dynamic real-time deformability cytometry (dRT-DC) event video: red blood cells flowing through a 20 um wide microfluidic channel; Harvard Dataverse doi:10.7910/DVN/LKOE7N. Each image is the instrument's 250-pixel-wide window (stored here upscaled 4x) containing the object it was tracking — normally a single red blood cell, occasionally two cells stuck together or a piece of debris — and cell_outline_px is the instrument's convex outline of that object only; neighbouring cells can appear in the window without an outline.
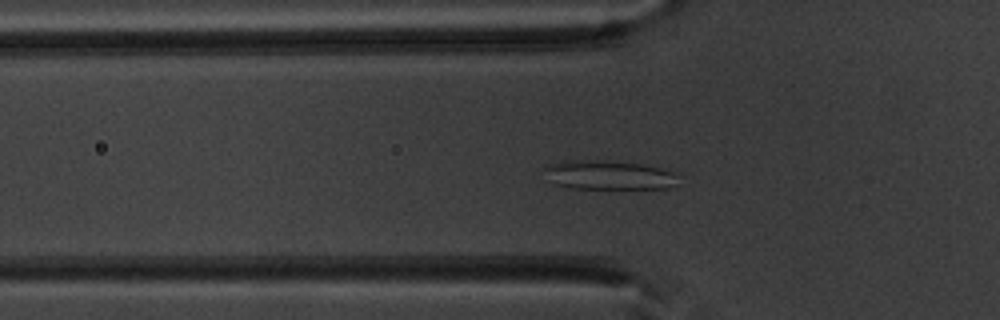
{"species": "common noctule bat (a hibernating species)", "species_latin": "Nyctalus noctula", "temperature_condition": "warm", "stored_images_in_passage": 33, "camera_frame_rate_fps": 3000, "um_per_image_px": 0.085, "animal": {"sex": "male", "body_mass_g": 20.1, "forearm_length_mm": 53.5}, "frame": {"image": 1, "passage_image": 6, "time_ms": 1.667, "image_size_px": [1000, 320], "cell_outline_px": [[680, 176], [676, 184], [668, 188], [572, 188], [552, 184], [548, 180], [544, 168], [548, 164], [564, 160], [604, 160], [640, 164], [660, 168], [672, 172]], "centroid_in_image_um": [51.7, 14.87], "position_along_channel_um": 74.1, "area_um2": 22.83}}
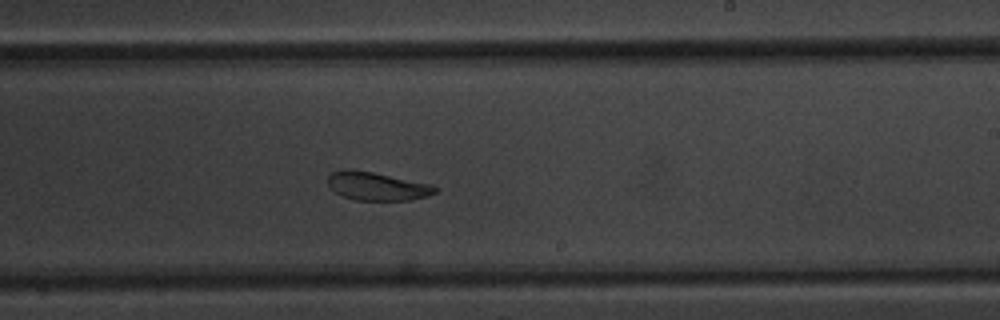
{"frame": {"image": 2, "passage_image": 20, "time_ms": 6.333, "image_size_px": [1000, 320], "cell_outline_px": [[436, 192], [428, 196], [412, 200], [356, 200], [344, 196], [336, 192], [328, 184], [328, 176], [332, 172], [340, 168], [352, 168], [432, 184], [436, 188]], "centroid_in_image_um": [32.03, 15.81], "position_along_channel_um": 257.0, "area_um2": 17.74}}
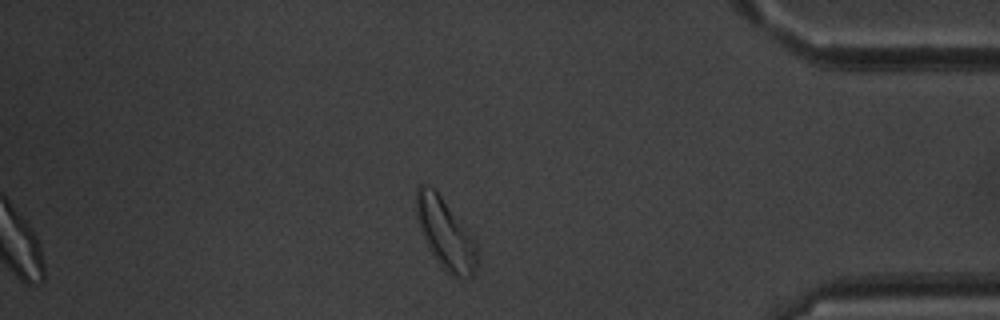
{"frame": {"image": 3, "passage_image": 33, "time_ms": 10.667, "image_size_px": [1000, 320], "cell_outline_px": [[476, 268], [472, 276], [464, 280], [460, 280], [452, 276], [436, 260], [424, 240], [416, 216], [416, 188], [420, 184], [424, 184], [436, 188], [476, 240]], "centroid_in_image_um": [37.86, 19.85], "position_along_channel_um": 397.3, "area_um2": 25.26}, "authors_computed_cell_mechanics": {"area_um2": 19.1318, "velocity_mm_per_s": 3.913, "shape_relaxation_time_tau1_ms": 4.1961, "shape_relaxation_time_tau2_ms": 2.8915, "deformation_change_tau1": 0.1194, "deformation_change_tau2": 0.0477}}